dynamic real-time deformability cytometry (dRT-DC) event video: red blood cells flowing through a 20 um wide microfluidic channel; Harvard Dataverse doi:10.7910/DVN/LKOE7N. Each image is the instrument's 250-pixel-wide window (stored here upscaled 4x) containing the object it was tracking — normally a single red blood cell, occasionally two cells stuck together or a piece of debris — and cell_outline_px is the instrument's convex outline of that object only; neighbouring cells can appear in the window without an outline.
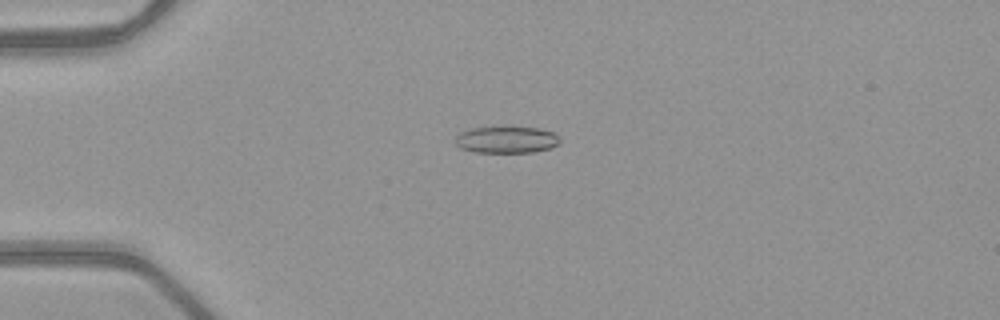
{"species": "common noctule bat (a hibernating species)", "species_latin": "Nyctalus noctula", "temperature_condition": "warm", "stored_images_in_passage": 52, "camera_frame_rate_fps": 3000, "um_per_image_px": 0.085, "animal": {"sex": "female", "body_mass_g": 21.9}, "frame": {"image": 1, "passage_image": 14, "time_ms": 4.333, "image_size_px": [1000, 320], "cell_outline_px": [[560, 140], [552, 148], [532, 152], [476, 152], [460, 148], [456, 144], [456, 136], [460, 132], [472, 128], [504, 124], [540, 128], [552, 132]], "centroid_in_image_um": [43.03, 11.82], "position_along_channel_um": 42.0, "area_um2": 16.88}}
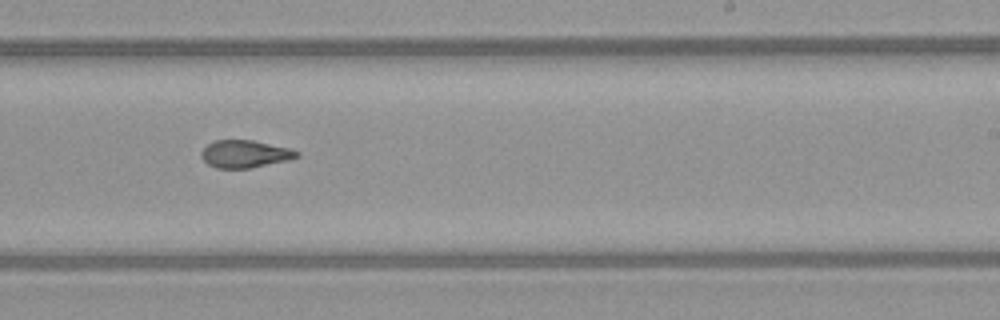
{"frame": {"image": 2, "passage_image": 33, "time_ms": 10.667, "image_size_px": [1000, 320], "cell_outline_px": [[300, 156], [288, 160], [248, 168], [216, 168], [208, 164], [200, 156], [200, 152], [208, 144], [216, 140], [252, 140], [292, 148], [300, 152]], "centroid_in_image_um": [20.84, 13.08], "position_along_channel_um": 268.2, "area_um2": 15.32}}
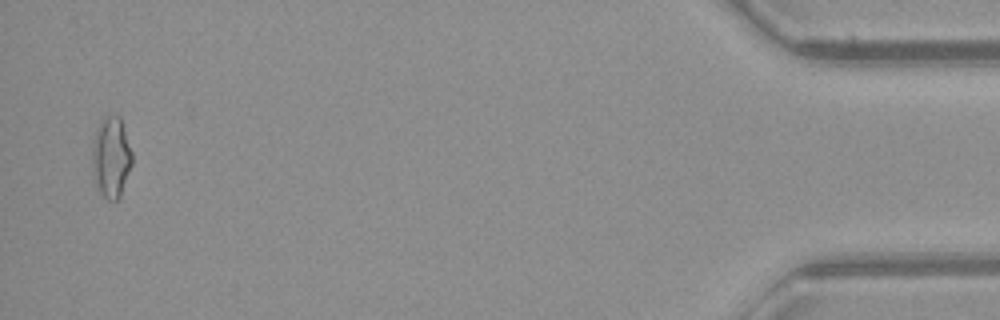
{"frame": {"image": 3, "passage_image": 51, "time_ms": 16.667, "image_size_px": [1000, 320], "cell_outline_px": [[132, 164], [120, 196], [116, 200], [108, 200], [100, 192], [92, 176], [92, 140], [96, 128], [100, 120], [104, 116], [120, 116], [132, 152]], "centroid_in_image_um": [9.42, 13.34], "position_along_channel_um": 425.8, "area_um2": 18.96}, "authors_computed_cell_mechanics": {"area_um2": 16.5019, "velocity_mm_per_s": 4.0482, "shape_relaxation_time_tau1_ms": null, "shape_relaxation_time_tau2_ms": 2.5274, "deformation_change_tau1": null, "deformation_change_tau2": 0.102}}